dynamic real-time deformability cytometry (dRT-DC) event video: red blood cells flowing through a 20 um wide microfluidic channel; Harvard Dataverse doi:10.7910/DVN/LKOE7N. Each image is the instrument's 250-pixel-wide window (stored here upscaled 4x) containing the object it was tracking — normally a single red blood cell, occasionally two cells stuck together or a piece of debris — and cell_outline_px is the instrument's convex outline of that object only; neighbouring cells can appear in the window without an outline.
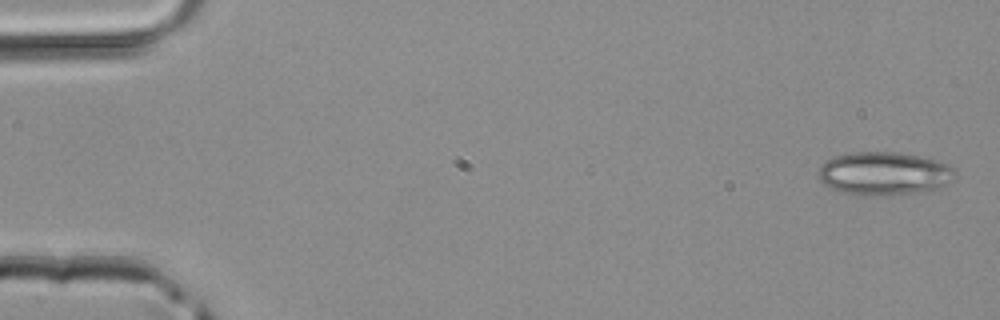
{"species": "common noctule bat (a hibernating species)", "species_latin": "Nyctalus noctula", "temperature_condition": "room temperature", "stored_images_in_passage": 5, "segment_of_instrument_passage": [2, 2], "camera_frame_rate_fps": 3000, "um_per_image_px": 0.085, "animal": {"sex": "male", "body_mass_g": 20.4}, "frame": {"image": 1, "passage_image": 5, "time_ms": 1.333, "image_size_px": [1000, 320], "cell_outline_px": [[956, 176], [952, 180], [940, 188], [924, 192], [892, 196], [860, 196], [844, 192], [832, 188], [824, 184], [816, 176], [824, 160], [832, 156], [848, 152], [900, 152], [920, 156], [936, 160], [956, 168]], "centroid_in_image_um": [75.15, 14.76], "position_along_channel_um": 9.8, "area_um2": 35.32}}